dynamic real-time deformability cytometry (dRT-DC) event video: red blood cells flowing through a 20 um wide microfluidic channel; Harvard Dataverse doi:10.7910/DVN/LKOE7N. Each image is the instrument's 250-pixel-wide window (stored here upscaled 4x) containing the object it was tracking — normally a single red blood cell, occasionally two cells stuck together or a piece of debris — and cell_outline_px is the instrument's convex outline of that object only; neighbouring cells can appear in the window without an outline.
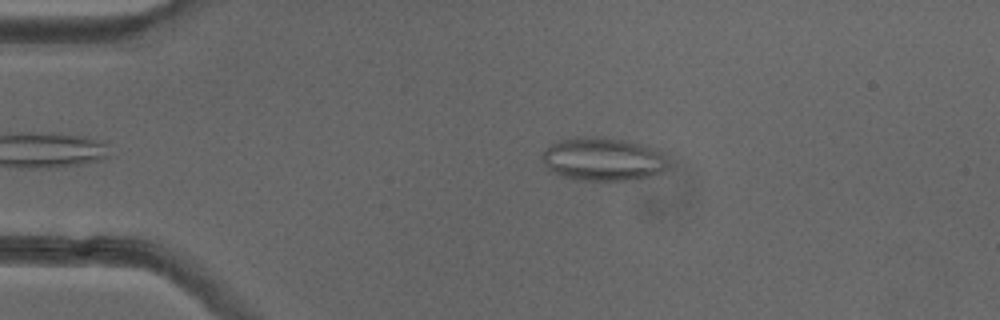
{"species": "common noctule bat (a hibernating species)", "species_latin": "Nyctalus noctula", "temperature_condition": "cold", "stored_images_in_passage": 44, "camera_frame_rate_fps": 3000, "um_per_image_px": 0.085, "animal": {"sex": "female"}, "frame": {"image": 1, "passage_image": 9, "time_ms": 2.667, "image_size_px": [1000, 320], "cell_outline_px": [[668, 168], [656, 176], [632, 180], [576, 180], [560, 176], [552, 172], [540, 160], [540, 152], [556, 140], [580, 136], [604, 136], [624, 140], [640, 144], [660, 152], [668, 164]], "centroid_in_image_um": [51.18, 13.53], "position_along_channel_um": 33.8, "area_um2": 32.37}}
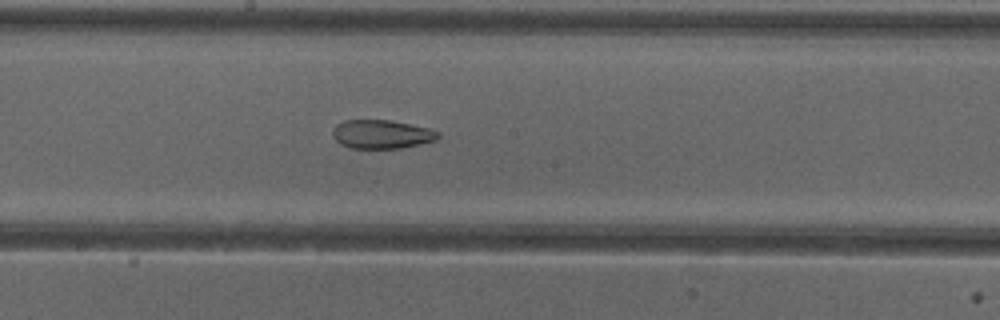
{"frame": {"image": 2, "passage_image": 26, "time_ms": 8.333, "image_size_px": [1000, 320], "cell_outline_px": [[440, 136], [436, 140], [420, 144], [400, 148], [352, 148], [340, 144], [332, 136], [332, 128], [336, 124], [344, 120], [388, 120], [428, 128], [440, 132]], "centroid_in_image_um": [32.41, 11.41], "position_along_channel_um": 215.8, "area_um2": 17.63}}
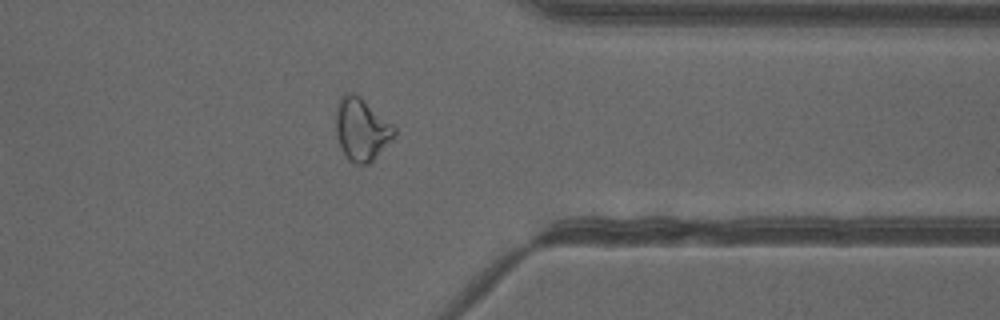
{"frame": {"image": 3, "passage_image": 39, "time_ms": 12.667, "image_size_px": [1000, 320], "cell_outline_px": [[396, 136], [368, 164], [356, 164], [348, 160], [344, 156], [340, 148], [336, 136], [336, 104], [340, 96], [348, 92], [352, 92], [360, 96], [392, 124], [396, 128]], "centroid_in_image_um": [30.7, 10.99], "position_along_channel_um": 380.7, "area_um2": 21.5}, "authors_computed_cell_mechanics": {"area_um2": 21.7617, "velocity_mm_per_s": 4.0113, "shape_relaxation_time_tau1_ms": null, "shape_relaxation_time_tau2_ms": 2.3526, "deformation_change_tau1": null, "deformation_change_tau2": 0.097}}